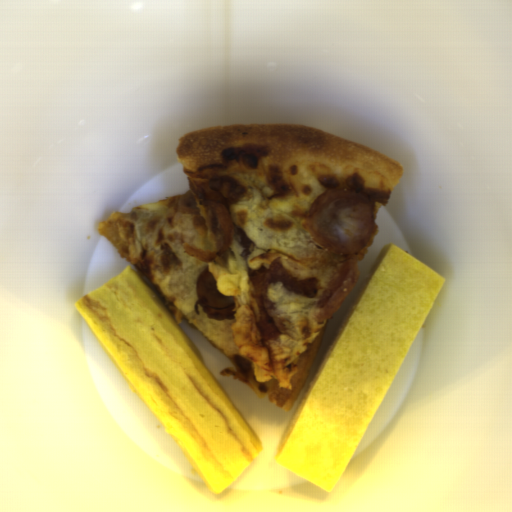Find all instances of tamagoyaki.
Returning a JSON list of instances; mask_svg holds the SVG:
<instances>
[{
  "mask_svg": "<svg viewBox=\"0 0 512 512\" xmlns=\"http://www.w3.org/2000/svg\"><path fill=\"white\" fill-rule=\"evenodd\" d=\"M448 279L381 246L295 405L275 462L334 494Z\"/></svg>",
  "mask_w": 512,
  "mask_h": 512,
  "instance_id": "obj_1",
  "label": "tamagoyaki"
},
{
  "mask_svg": "<svg viewBox=\"0 0 512 512\" xmlns=\"http://www.w3.org/2000/svg\"><path fill=\"white\" fill-rule=\"evenodd\" d=\"M73 304L108 360L220 495L262 443L159 297L129 265Z\"/></svg>",
  "mask_w": 512,
  "mask_h": 512,
  "instance_id": "obj_2",
  "label": "tamagoyaki"
}]
</instances>
